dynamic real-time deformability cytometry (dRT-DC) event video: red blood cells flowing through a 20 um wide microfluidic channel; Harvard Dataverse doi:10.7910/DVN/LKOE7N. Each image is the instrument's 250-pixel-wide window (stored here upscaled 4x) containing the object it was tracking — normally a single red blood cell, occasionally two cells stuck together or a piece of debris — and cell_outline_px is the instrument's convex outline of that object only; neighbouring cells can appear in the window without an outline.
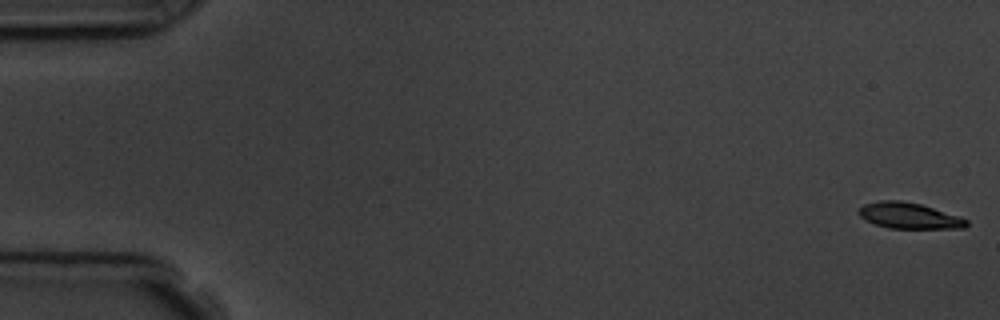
{"species": "common noctule bat (a hibernating species)", "species_latin": "Nyctalus noctula", "temperature_condition": "room temperature", "stored_images_in_passage": 6, "camera_frame_rate_fps": 3000, "um_per_image_px": 0.085, "animal": {"sex": "male", "body_mass_g": 19.5, "forearm_length_mm": 54.6}, "frame": {"image": 1, "passage_image": 1, "time_ms": 0.0, "image_size_px": [1000, 320], "cell_outline_px": [[968, 224], [964, 228], [888, 228], [876, 224], [860, 216], [856, 212], [864, 204], [880, 200], [900, 200], [920, 204], [960, 216], [968, 220]], "centroid_in_image_um": [77.27, 18.33], "position_along_channel_um": 7.7, "area_um2": 16.18}}
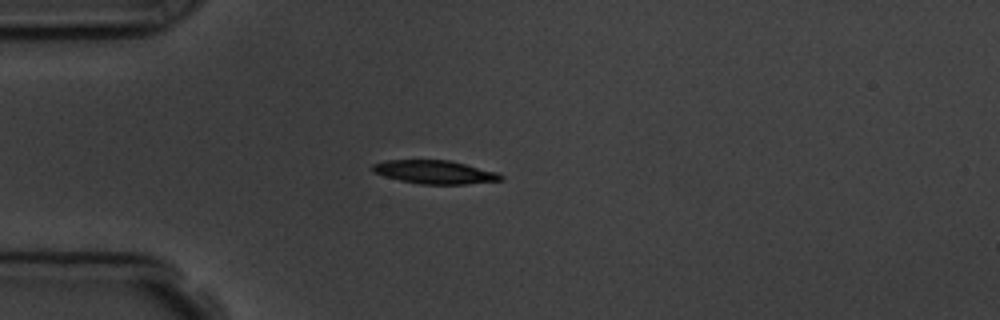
{"frame": {"image": 2, "passage_image": 5, "time_ms": 4.667, "image_size_px": [1000, 320], "cell_outline_px": [[504, 180], [464, 184], [420, 184], [400, 180], [384, 176], [372, 172], [372, 164], [384, 160], [448, 160], [496, 172], [504, 176]], "centroid_in_image_um": [36.92, 14.63], "position_along_channel_um": 48.1, "area_um2": 17.4}}